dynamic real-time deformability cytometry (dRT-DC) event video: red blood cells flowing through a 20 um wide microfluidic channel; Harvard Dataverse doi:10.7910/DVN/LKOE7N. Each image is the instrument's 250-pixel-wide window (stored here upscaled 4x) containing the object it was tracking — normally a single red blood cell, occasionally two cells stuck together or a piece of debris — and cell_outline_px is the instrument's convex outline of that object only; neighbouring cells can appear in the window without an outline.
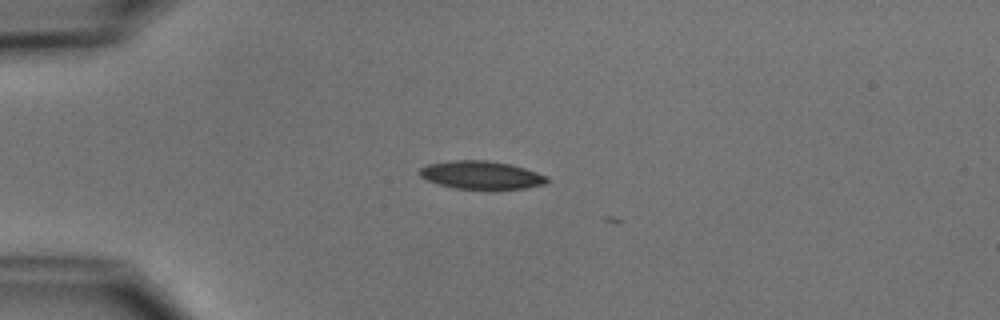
{"species": "common noctule bat (a hibernating species)", "species_latin": "Nyctalus noctula", "temperature_condition": "cold", "stored_images_in_passage": 4, "camera_frame_rate_fps": 3000, "um_per_image_px": 0.085, "animal": {"sex": "male", "body_mass_g": 15.6}, "frame": {"image": 1, "passage_image": 2, "time_ms": 0.333, "image_size_px": [1000, 320], "cell_outline_px": [[548, 180], [544, 184], [524, 188], [456, 188], [436, 184], [420, 176], [420, 168], [428, 164], [448, 160], [488, 160], [512, 164], [548, 176]], "centroid_in_image_um": [40.88, 14.85], "position_along_channel_um": 44.1, "area_um2": 20.63}}